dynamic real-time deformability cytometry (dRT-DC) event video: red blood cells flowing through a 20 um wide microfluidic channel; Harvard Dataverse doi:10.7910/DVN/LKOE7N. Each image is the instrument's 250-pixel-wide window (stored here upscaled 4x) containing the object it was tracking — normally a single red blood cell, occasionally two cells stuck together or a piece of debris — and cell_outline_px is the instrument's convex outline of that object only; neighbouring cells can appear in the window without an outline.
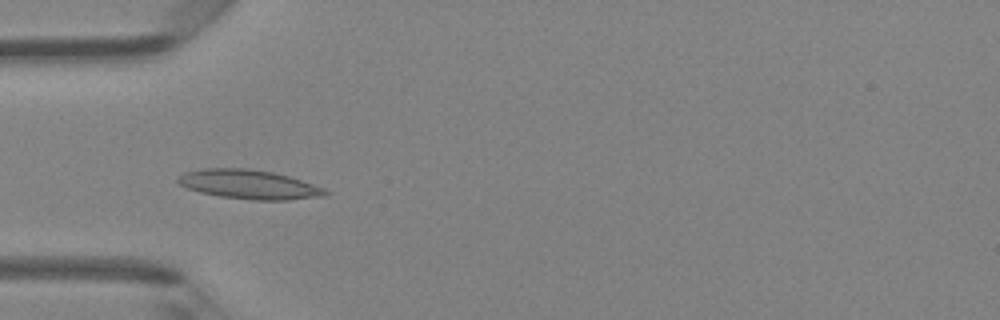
{"species": "Egyptian fruit bat (a non-hibernating species)", "species_latin": "Rousettus aegyptiacus", "temperature_condition": "room temperature", "stored_images_in_passage": 3, "camera_frame_rate_fps": 3000, "um_per_image_px": 0.085, "animal": {"sex": "female"}, "frame": {"image": 1, "passage_image": 3, "time_ms": 0.667, "image_size_px": [1000, 320], "cell_outline_px": [[332, 192], [328, 196], [288, 200], [252, 200], [220, 196], [200, 192], [188, 188], [180, 184], [176, 180], [176, 176], [184, 172], [204, 168], [248, 168], [272, 172], [288, 176], [324, 188]], "centroid_in_image_um": [21.18, 15.68], "position_along_channel_um": 63.8, "area_um2": 25.2}}